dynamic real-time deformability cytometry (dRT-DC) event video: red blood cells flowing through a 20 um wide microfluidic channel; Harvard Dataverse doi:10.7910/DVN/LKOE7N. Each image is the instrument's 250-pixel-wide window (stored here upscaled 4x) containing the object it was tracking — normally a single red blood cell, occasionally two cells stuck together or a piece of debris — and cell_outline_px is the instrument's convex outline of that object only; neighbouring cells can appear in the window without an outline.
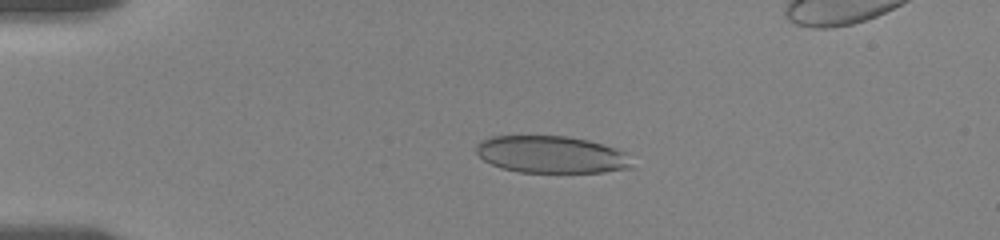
{"species": "human", "species_latin": "Homo sapiens", "temperature_condition": "room temperature", "stored_images_in_passage": 62, "camera_frame_rate_fps": 3000, "um_per_image_px": 0.085, "donor": {"sex": "female"}, "frame": {"image": 1, "passage_image": 10, "time_ms": 3.667, "image_size_px": [1000, 240], "cell_outline_px": [[632, 168], [604, 172], [520, 172], [500, 168], [484, 160], [476, 152], [476, 144], [480, 140], [492, 136], [568, 136], [588, 140], [616, 148], [624, 152]], "centroid_in_image_um": [46.82, 13.13], "position_along_channel_um": 38.2, "area_um2": 33.58}}
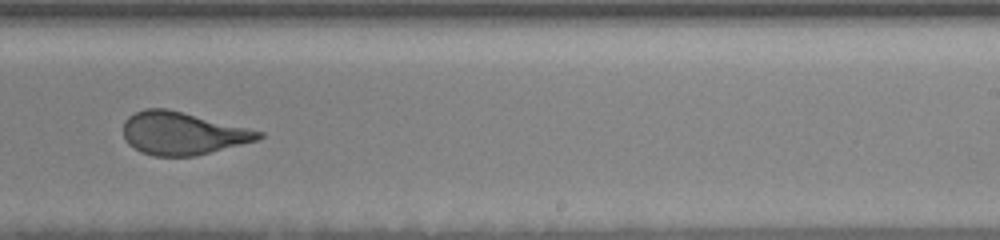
{"frame": {"image": 2, "passage_image": 41, "time_ms": 11.333, "image_size_px": [1000, 240], "cell_outline_px": [[264, 136], [260, 140], [196, 156], [152, 156], [140, 152], [128, 144], [124, 140], [124, 120], [128, 116], [144, 108], [168, 108], [264, 132]], "centroid_in_image_um": [15.51, 11.34], "position_along_channel_um": 273.5, "area_um2": 33.99}}
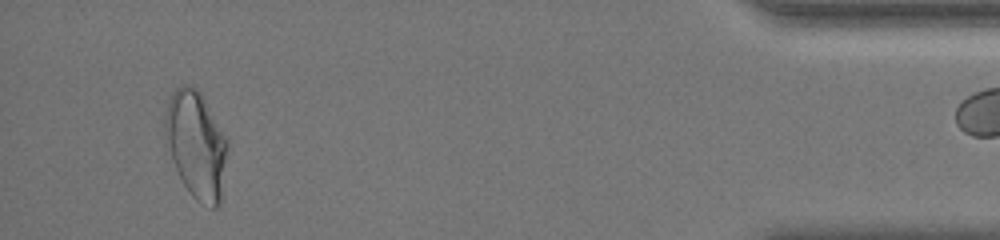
{"frame": {"image": 3, "passage_image": 61, "time_ms": 17.0, "image_size_px": [1000, 240], "cell_outline_px": [[228, 144], [220, 204], [216, 208], [212, 208], [200, 204], [192, 196], [184, 184], [172, 160], [164, 136], [164, 116], [172, 92], [180, 84], [188, 84], [196, 88], [204, 96], [228, 140]], "centroid_in_image_um": [16.68, 12.27], "position_along_channel_um": 418.5, "area_um2": 39.19}}